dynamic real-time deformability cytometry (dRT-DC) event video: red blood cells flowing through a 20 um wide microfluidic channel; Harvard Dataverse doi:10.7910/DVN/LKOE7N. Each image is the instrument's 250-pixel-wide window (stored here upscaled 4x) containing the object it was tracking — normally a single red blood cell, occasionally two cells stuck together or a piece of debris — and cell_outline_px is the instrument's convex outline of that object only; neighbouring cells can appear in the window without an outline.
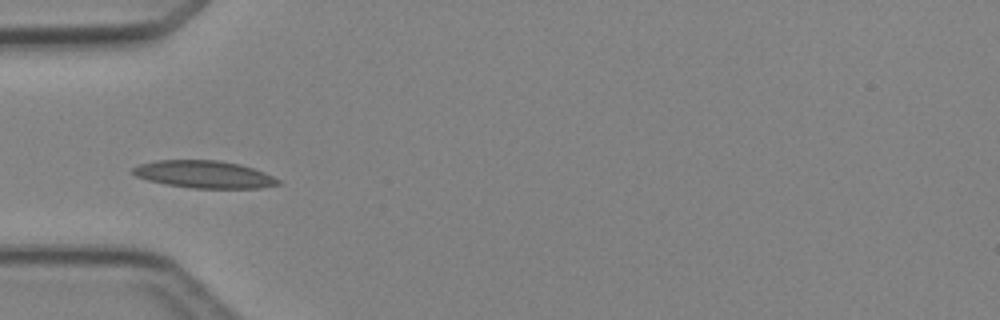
{"species": "Egyptian fruit bat (a non-hibernating species)", "species_latin": "Rousettus aegyptiacus", "temperature_condition": "cold", "stored_images_in_passage": 7, "camera_frame_rate_fps": 3000, "um_per_image_px": 0.085, "animal": {"sex": "female"}, "frame": {"image": 1, "passage_image": 5, "time_ms": 5.0, "image_size_px": [1000, 320], "cell_outline_px": [[280, 184], [260, 188], [192, 188], [168, 184], [148, 180], [136, 176], [132, 172], [132, 168], [140, 164], [156, 160], [220, 160], [240, 164], [264, 172], [280, 180]], "centroid_in_image_um": [17.36, 14.81], "position_along_channel_um": 67.6, "area_um2": 23.06}}
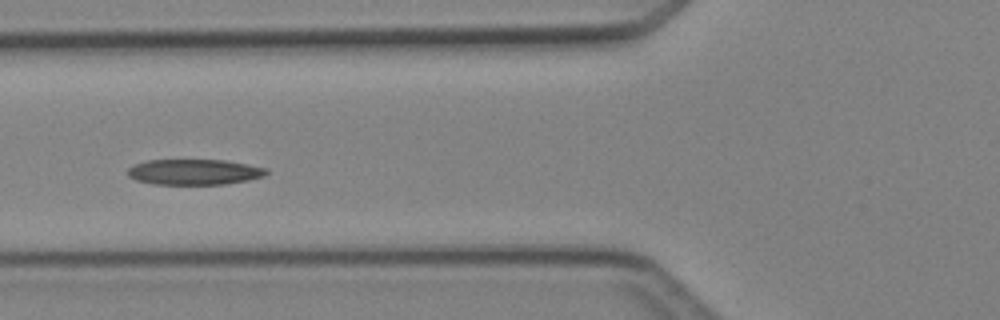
{"frame": {"image": 2, "passage_image": 6, "time_ms": 6.0, "image_size_px": [1000, 320], "cell_outline_px": [[268, 172], [264, 176], [248, 180], [224, 184], [152, 184], [136, 180], [128, 176], [128, 168], [136, 164], [148, 160], [228, 160], [268, 168]], "centroid_in_image_um": [16.54, 14.61], "position_along_channel_um": 109.3, "area_um2": 20.69}}
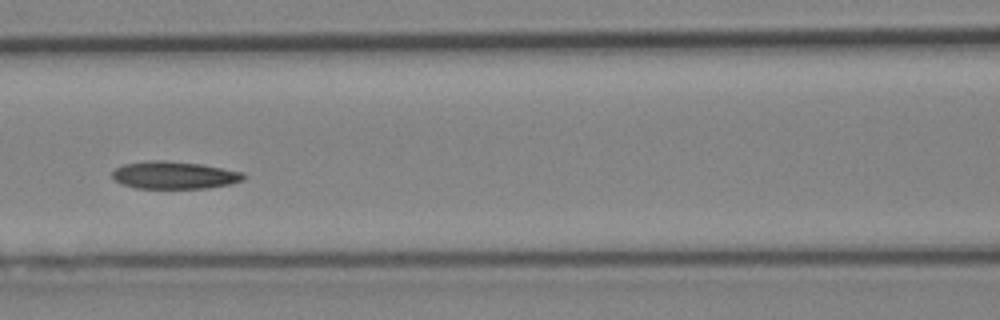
{"frame": {"image": 3, "passage_image": 7, "time_ms": 7.0, "image_size_px": [1000, 320], "cell_outline_px": [[248, 176], [244, 180], [228, 184], [208, 188], [136, 188], [120, 184], [112, 176], [112, 172], [116, 168], [124, 164], [148, 160], [164, 160], [200, 164], [244, 172]], "centroid_in_image_um": [14.82, 14.88], "position_along_channel_um": 151.8, "area_um2": 21.1}}